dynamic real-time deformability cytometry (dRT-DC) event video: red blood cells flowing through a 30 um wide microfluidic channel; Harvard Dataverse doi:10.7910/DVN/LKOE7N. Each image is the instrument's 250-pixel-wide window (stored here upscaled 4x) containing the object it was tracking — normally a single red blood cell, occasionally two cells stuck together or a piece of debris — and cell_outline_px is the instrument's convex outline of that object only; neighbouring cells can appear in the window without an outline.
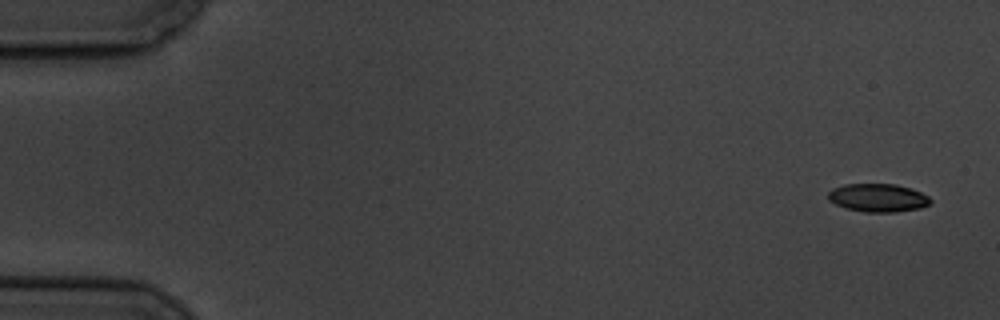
{"species": "common noctule bat (a hibernating species)", "species_latin": "Nyctalus noctula", "temperature_condition": "cold", "stored_images_in_passage": 10, "camera_frame_rate_fps": 3000, "um_per_image_px": 0.085, "animal": {"sex": "male", "body_mass_g": 19.5, "forearm_length_mm": 54.6}, "frame": {"image": 1, "passage_image": 1, "time_ms": 0.0, "image_size_px": [1000, 320], "cell_outline_px": [[932, 200], [928, 204], [920, 208], [896, 212], [864, 212], [848, 208], [836, 204], [828, 200], [828, 192], [832, 188], [844, 184], [896, 184], [912, 188], [928, 196]], "centroid_in_image_um": [74.62, 16.8], "position_along_channel_um": 10.4, "area_um2": 16.82}}
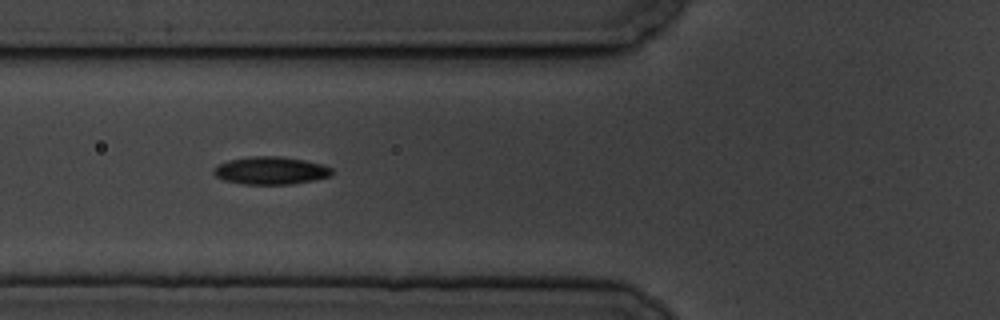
{"frame": {"image": 2, "passage_image": 6, "time_ms": 6.667, "image_size_px": [1000, 320], "cell_outline_px": [[332, 176], [292, 184], [240, 184], [224, 180], [216, 176], [212, 172], [212, 168], [228, 160], [252, 156], [280, 156], [304, 160], [320, 164], [332, 168]], "centroid_in_image_um": [22.98, 14.5], "position_along_channel_um": 102.8, "area_um2": 19.07}}
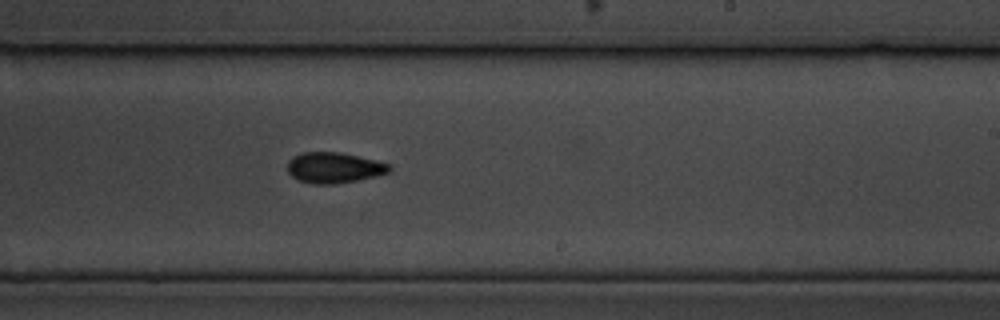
{"frame": {"image": 3, "passage_image": 10, "time_ms": 11.333, "image_size_px": [1000, 320], "cell_outline_px": [[392, 168], [388, 172], [376, 176], [336, 184], [312, 184], [300, 180], [292, 176], [288, 172], [288, 160], [304, 152], [340, 152], [376, 160], [392, 164]], "centroid_in_image_um": [28.42, 14.25], "position_along_channel_um": 260.6, "area_um2": 18.15}}